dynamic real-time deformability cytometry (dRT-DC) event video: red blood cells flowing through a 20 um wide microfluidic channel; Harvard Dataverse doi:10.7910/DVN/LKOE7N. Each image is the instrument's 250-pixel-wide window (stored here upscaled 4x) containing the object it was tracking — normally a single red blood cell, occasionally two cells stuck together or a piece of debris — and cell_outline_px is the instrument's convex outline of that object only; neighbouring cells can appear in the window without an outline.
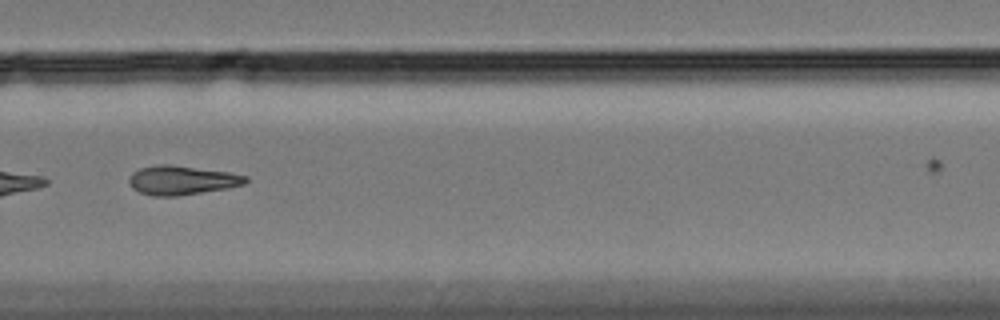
{"species": "Egyptian fruit bat (a non-hibernating species)", "species_latin": "Rousettus aegyptiacus", "temperature_condition": "cold", "stored_images_in_passage": 49, "camera_frame_rate_fps": 3000, "um_per_image_px": 0.085, "animal": {"sex": "female"}, "frame": {"image": 1, "passage_image": 41, "time_ms": 13.333, "image_size_px": [1000, 320], "cell_outline_px": [[248, 180], [244, 184], [228, 188], [176, 196], [152, 196], [140, 192], [132, 188], [128, 184], [128, 180], [132, 172], [140, 168], [156, 164], [168, 164], [228, 172], [248, 176]], "centroid_in_image_um": [15.42, 15.32], "position_along_channel_um": 314.4, "area_um2": 19.77}}